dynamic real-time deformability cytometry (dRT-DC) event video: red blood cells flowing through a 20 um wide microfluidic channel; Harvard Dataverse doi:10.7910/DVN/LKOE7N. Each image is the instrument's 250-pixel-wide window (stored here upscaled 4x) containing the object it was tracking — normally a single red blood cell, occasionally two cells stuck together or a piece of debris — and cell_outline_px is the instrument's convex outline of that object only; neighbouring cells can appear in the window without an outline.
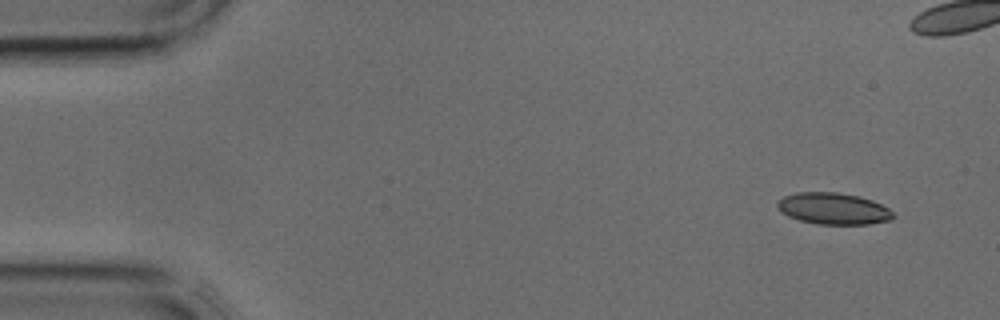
{"species": "common noctule bat (a hibernating species)", "species_latin": "Nyctalus noctula", "temperature_condition": "cold", "stored_images_in_passage": 3, "camera_frame_rate_fps": 3000, "um_per_image_px": 0.085, "animal": {"sex": "male", "body_mass_g": 17.9, "forearm_length_mm": 54.2}, "frame": {"image": 1, "passage_image": 1, "time_ms": 0.0, "image_size_px": [1000, 320], "cell_outline_px": [[896, 216], [892, 220], [868, 224], [816, 224], [800, 220], [788, 216], [776, 208], [776, 204], [784, 196], [796, 192], [836, 192], [860, 196], [872, 200], [888, 208]], "centroid_in_image_um": [70.84, 17.73], "position_along_channel_um": 14.2, "area_um2": 21.39}}